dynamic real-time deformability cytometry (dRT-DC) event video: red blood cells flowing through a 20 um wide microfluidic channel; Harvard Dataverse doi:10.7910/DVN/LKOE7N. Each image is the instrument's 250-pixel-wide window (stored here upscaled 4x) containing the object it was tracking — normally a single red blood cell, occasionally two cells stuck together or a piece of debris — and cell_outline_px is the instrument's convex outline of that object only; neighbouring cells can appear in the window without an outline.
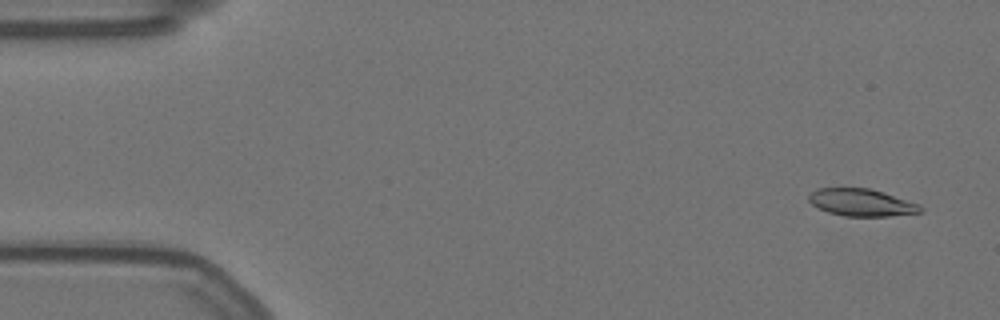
{"species": "Egyptian fruit bat (a non-hibernating species)", "species_latin": "Rousettus aegyptiacus", "temperature_condition": "warm", "stored_images_in_passage": 57, "camera_frame_rate_fps": 3000, "um_per_image_px": 0.085, "animal": {"sex": "female"}, "frame": {"image": 1, "passage_image": 3, "time_ms": 0.667, "image_size_px": [1000, 320], "cell_outline_px": [[924, 212], [888, 216], [844, 216], [828, 212], [812, 204], [808, 200], [808, 196], [816, 188], [868, 188], [884, 192], [920, 204], [924, 208]], "centroid_in_image_um": [73.27, 17.21], "position_along_channel_um": 11.7, "area_um2": 17.8}}
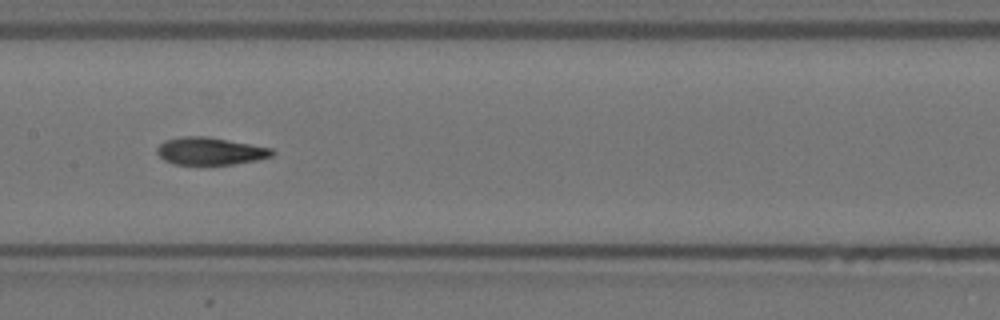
{"frame": {"image": 2, "passage_image": 28, "time_ms": 9.0, "image_size_px": [1000, 320], "cell_outline_px": [[276, 152], [272, 156], [260, 160], [232, 164], [172, 164], [164, 160], [156, 152], [156, 148], [164, 140], [184, 136], [208, 136], [252, 144], [272, 148]], "centroid_in_image_um": [17.88, 12.84], "position_along_channel_um": 189.5, "area_um2": 18.61}}
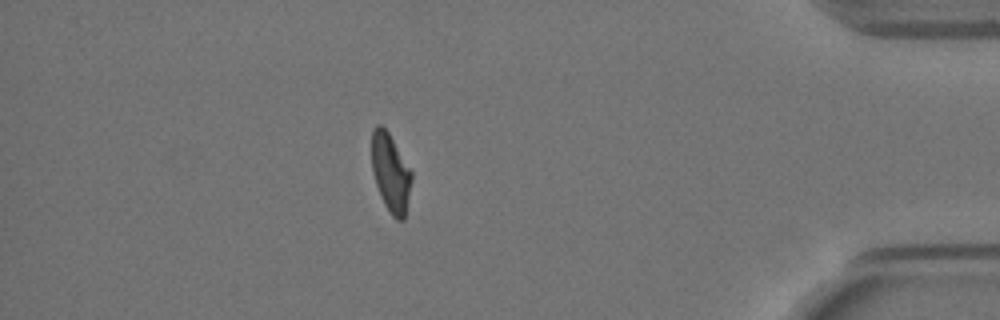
{"frame": {"image": 3, "passage_image": 50, "time_ms": 16.333, "image_size_px": [1000, 320], "cell_outline_px": [[412, 180], [404, 220], [396, 220], [392, 216], [384, 204], [380, 196], [372, 172], [372, 128], [376, 124], [380, 124], [388, 132], [412, 172]], "centroid_in_image_um": [33.19, 14.7], "position_along_channel_um": 402.0, "area_um2": 18.15}, "authors_computed_cell_mechanics": {"area_um2": 18.8428, "velocity_mm_per_s": 3.5195, "shape_relaxation_time_tau1_ms": 7.856, "shape_relaxation_time_tau2_ms": 2.6854, "deformation_change_tau1": 0.2366, "deformation_change_tau2": 0.0965}}